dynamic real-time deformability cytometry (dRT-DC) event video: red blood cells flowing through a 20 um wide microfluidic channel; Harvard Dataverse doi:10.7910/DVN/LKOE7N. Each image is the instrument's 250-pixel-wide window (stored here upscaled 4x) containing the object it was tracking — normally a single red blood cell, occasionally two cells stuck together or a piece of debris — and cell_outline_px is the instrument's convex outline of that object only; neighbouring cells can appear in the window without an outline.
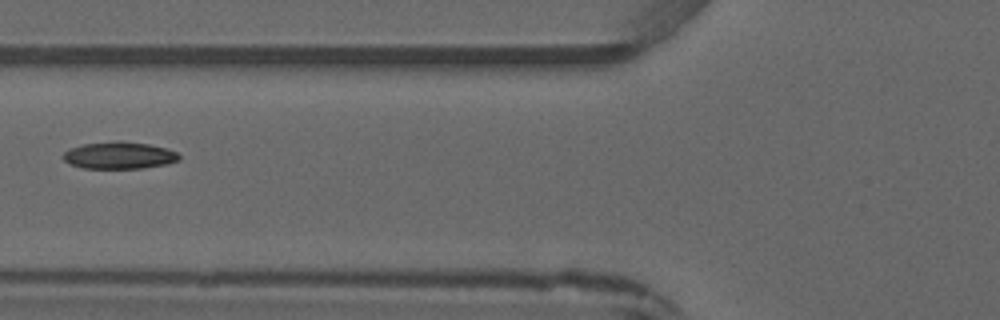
{"species": "common noctule bat (a hibernating species)", "species_latin": "Nyctalus noctula", "temperature_condition": "warm", "stored_images_in_passage": 5, "camera_frame_rate_fps": 3000, "um_per_image_px": 0.085, "animal": {"sex": "male", "forearm_length_mm": 52.5}, "frame": {"image": 1, "passage_image": 5, "time_ms": 4.667, "image_size_px": [1000, 320], "cell_outline_px": [[180, 160], [164, 164], [144, 168], [84, 168], [72, 164], [64, 160], [60, 156], [64, 152], [72, 148], [84, 144], [116, 140], [124, 140], [148, 144], [164, 148], [176, 152], [180, 156]], "centroid_in_image_um": [10.12, 13.19], "position_along_channel_um": 115.7, "area_um2": 18.21}}